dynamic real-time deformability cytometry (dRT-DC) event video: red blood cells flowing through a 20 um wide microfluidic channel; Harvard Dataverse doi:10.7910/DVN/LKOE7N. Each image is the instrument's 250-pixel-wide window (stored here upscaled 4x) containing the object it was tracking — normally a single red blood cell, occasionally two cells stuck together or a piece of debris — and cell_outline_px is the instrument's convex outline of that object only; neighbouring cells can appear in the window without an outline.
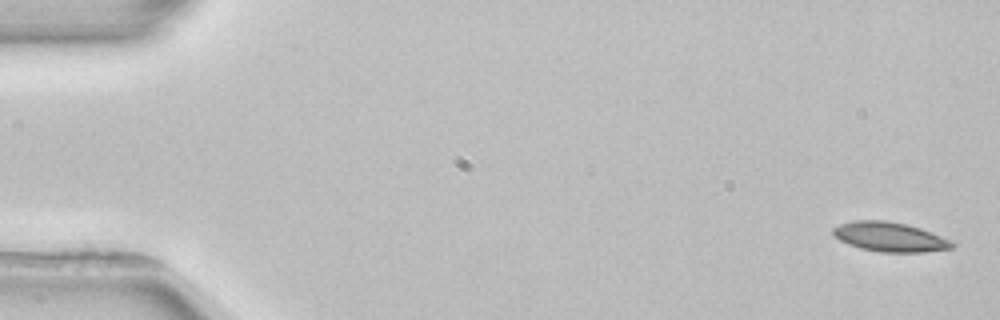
{"species": "common noctule bat (a hibernating species)", "species_latin": "Nyctalus noctula", "temperature_condition": "room temperature", "stored_images_in_passage": 3, "camera_frame_rate_fps": 3000, "um_per_image_px": 0.085, "animal": {"sex": "female", "body_mass_g": 22.7, "forearm_length_mm": 54.2}, "frame": {"image": 1, "passage_image": 1, "time_ms": 0.0, "image_size_px": [1000, 320], "cell_outline_px": [[956, 244], [952, 248], [924, 252], [880, 252], [860, 248], [848, 244], [840, 240], [832, 232], [832, 228], [840, 224], [852, 220], [884, 220], [908, 224], [932, 232], [952, 240]], "centroid_in_image_um": [75.65, 20.13], "position_along_channel_um": 9.3, "area_um2": 20.58}}
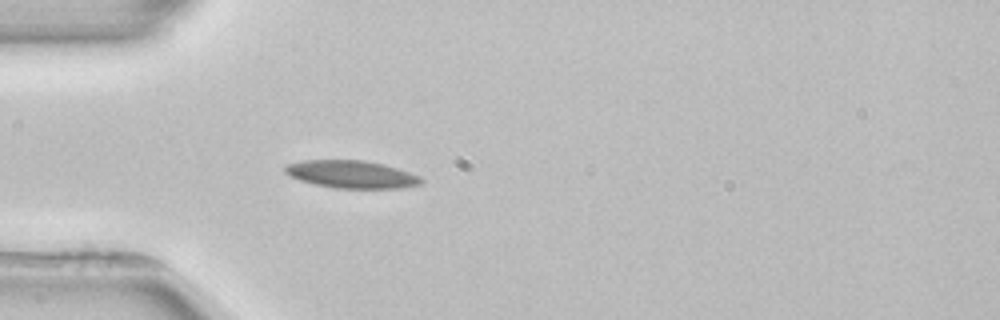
{"frame": {"image": 2, "passage_image": 3, "time_ms": 4.667, "image_size_px": [1000, 320], "cell_outline_px": [[424, 180], [420, 184], [396, 188], [336, 188], [316, 184], [300, 180], [284, 172], [284, 164], [304, 160], [364, 160], [384, 164], [420, 176]], "centroid_in_image_um": [29.85, 14.8], "position_along_channel_um": 55.1, "area_um2": 21.73}}